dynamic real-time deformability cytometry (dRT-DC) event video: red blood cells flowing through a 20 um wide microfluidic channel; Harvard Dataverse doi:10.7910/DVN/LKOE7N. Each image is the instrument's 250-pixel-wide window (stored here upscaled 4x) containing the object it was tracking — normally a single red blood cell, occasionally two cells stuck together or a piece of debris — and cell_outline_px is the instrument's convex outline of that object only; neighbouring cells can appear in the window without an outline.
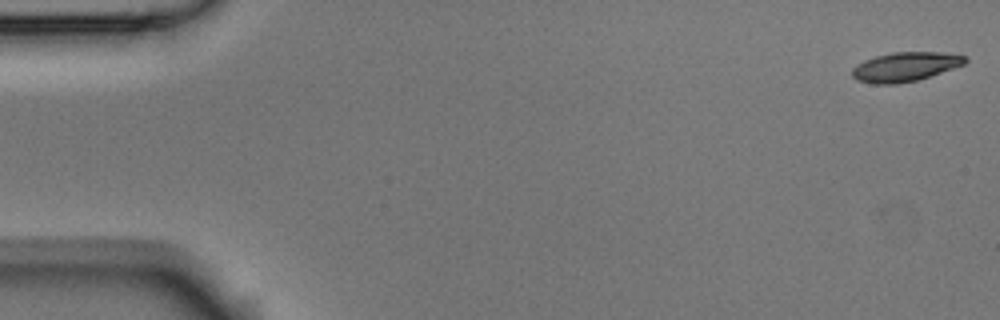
{"species": "Egyptian fruit bat (a non-hibernating species)", "species_latin": "Rousettus aegyptiacus", "temperature_condition": "room temperature", "stored_images_in_passage": 5, "camera_frame_rate_fps": 3000, "um_per_image_px": 0.085, "animal": {"sex": "male"}, "frame": {"image": 1, "passage_image": 1, "time_ms": 0.0, "image_size_px": [1000, 320], "cell_outline_px": [[968, 60], [964, 64], [916, 80], [896, 84], [872, 84], [856, 80], [852, 76], [852, 68], [856, 64], [864, 60], [876, 56], [892, 52], [940, 52], [968, 56]], "centroid_in_image_um": [76.9, 5.67], "position_along_channel_um": 8.1, "area_um2": 19.19}}
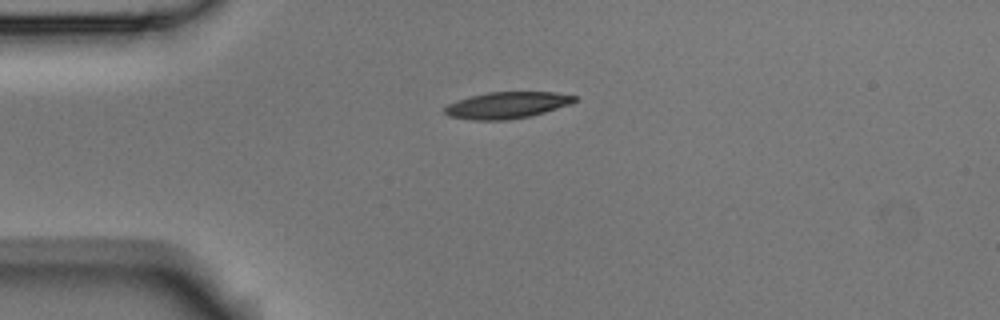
{"frame": {"image": 2, "passage_image": 4, "time_ms": 1.0, "image_size_px": [1000, 320], "cell_outline_px": [[576, 100], [568, 104], [544, 112], [528, 116], [508, 120], [472, 120], [448, 116], [444, 112], [444, 108], [448, 104], [472, 96], [488, 92], [556, 92], [576, 96]], "centroid_in_image_um": [43.06, 8.94], "position_along_channel_um": 41.9, "area_um2": 19.77}}